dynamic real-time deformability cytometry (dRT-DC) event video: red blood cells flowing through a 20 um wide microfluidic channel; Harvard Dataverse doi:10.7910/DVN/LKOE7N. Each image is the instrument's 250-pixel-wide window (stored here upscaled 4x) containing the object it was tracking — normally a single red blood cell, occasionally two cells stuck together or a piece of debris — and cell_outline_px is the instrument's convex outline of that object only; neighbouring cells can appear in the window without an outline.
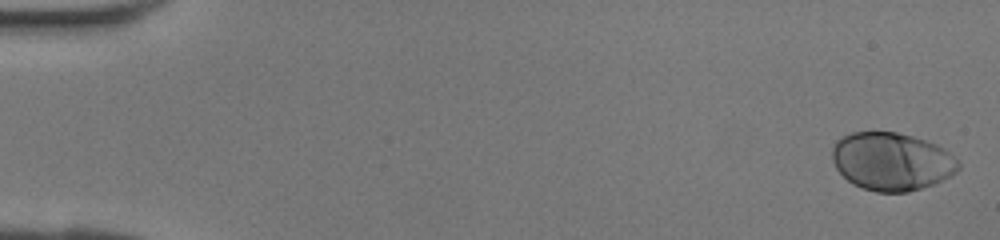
{"species": "human", "species_latin": "Homo sapiens", "temperature_condition": "room temperature", "stored_images_in_passage": 42, "camera_frame_rate_fps": 3000, "um_per_image_px": 0.085, "donor": {"sex": "female"}, "frame": {"image": 1, "passage_image": 1, "time_ms": 0.0, "image_size_px": [1000, 240], "cell_outline_px": [[960, 168], [956, 172], [932, 184], [908, 192], [876, 192], [852, 184], [836, 168], [832, 160], [832, 148], [836, 140], [852, 132], [896, 132], [912, 136], [936, 144], [944, 148], [960, 164]], "centroid_in_image_um": [75.77, 13.72], "position_along_channel_um": 9.2, "area_um2": 42.37}}
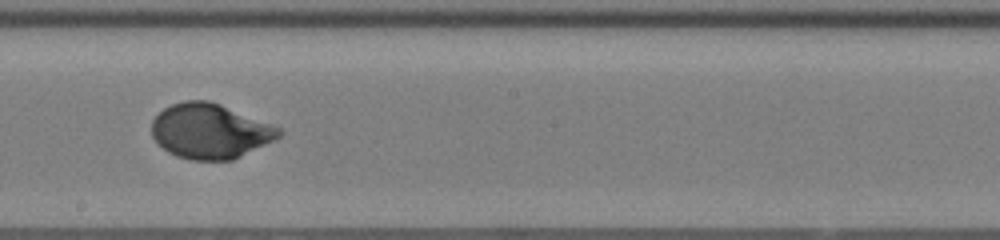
{"frame": {"image": 2, "passage_image": 24, "time_ms": 7.667, "image_size_px": [1000, 240], "cell_outline_px": [[284, 132], [280, 136], [232, 160], [192, 160], [176, 156], [168, 152], [152, 136], [152, 120], [164, 108], [172, 104], [184, 100], [208, 100], [220, 104], [280, 128]], "centroid_in_image_um": [17.82, 11.14], "position_along_channel_um": 230.4, "area_um2": 40.17}}
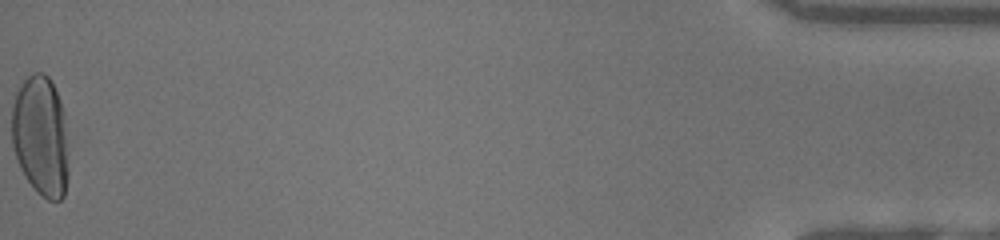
{"frame": {"image": 3, "passage_image": 42, "time_ms": 13.667, "image_size_px": [1000, 240], "cell_outline_px": [[68, 176], [64, 196], [60, 200], [48, 200], [36, 192], [20, 168], [16, 160], [12, 144], [12, 104], [16, 92], [24, 80], [32, 72], [44, 72], [52, 80], [60, 100], [64, 112], [68, 148]], "centroid_in_image_um": [3.47, 11.56], "position_along_channel_um": 431.7, "area_um2": 40.52}}